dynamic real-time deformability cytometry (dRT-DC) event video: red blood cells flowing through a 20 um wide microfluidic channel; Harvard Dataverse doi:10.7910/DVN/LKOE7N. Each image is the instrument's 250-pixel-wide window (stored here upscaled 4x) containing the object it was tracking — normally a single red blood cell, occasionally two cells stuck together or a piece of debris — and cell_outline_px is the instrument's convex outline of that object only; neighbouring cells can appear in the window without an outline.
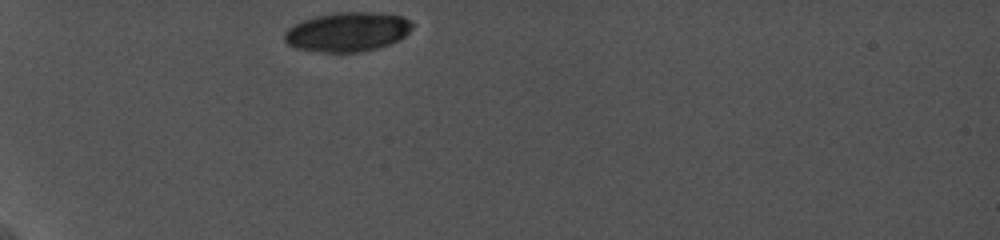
{"species": "common noctule bat (a hibernating species)", "species_latin": "Nyctalus noctula", "temperature_condition": "cold", "stored_images_in_passage": 2, "camera_frame_rate_fps": 5000, "um_per_image_px": 0.085, "animal": {"sex": "female", "body_mass_g": 19.0, "forearm_length_mm": 56.7}, "frame": {"image": 1, "passage_image": 1, "time_ms": 0.0, "image_size_px": [1000, 240], "cell_outline_px": [[412, 28], [400, 40], [376, 48], [360, 52], [324, 52], [296, 48], [288, 44], [284, 40], [284, 32], [292, 24], [316, 16], [336, 12], [372, 12], [400, 16], [408, 20], [412, 24]], "centroid_in_image_um": [29.5, 2.71], "position_along_channel_um": 55.5, "area_um2": 29.13}}